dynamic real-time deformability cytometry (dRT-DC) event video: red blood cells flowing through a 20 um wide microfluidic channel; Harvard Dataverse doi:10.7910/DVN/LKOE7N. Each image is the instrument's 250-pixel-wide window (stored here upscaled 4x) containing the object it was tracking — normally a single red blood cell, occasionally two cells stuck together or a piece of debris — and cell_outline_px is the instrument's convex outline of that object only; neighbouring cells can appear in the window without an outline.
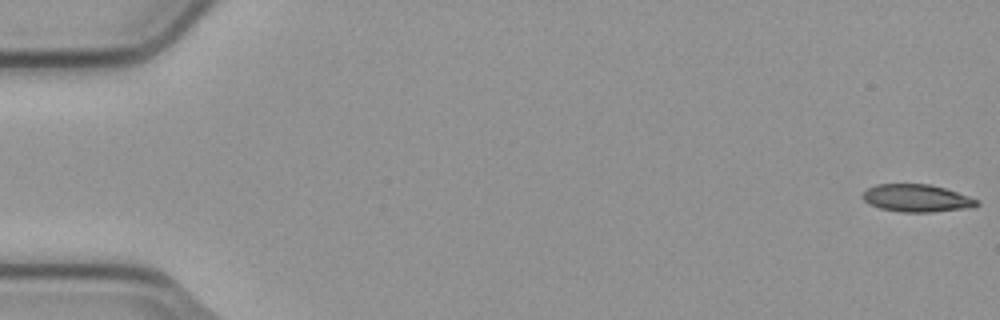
{"species": "common noctule bat (a hibernating species)", "species_latin": "Nyctalus noctula", "temperature_condition": "cold", "stored_images_in_passage": 5, "camera_frame_rate_fps": 3000, "um_per_image_px": 0.085, "animal": {"sex": "male", "body_mass_g": 23.1, "forearm_length_mm": 52.7}, "frame": {"image": 1, "passage_image": 1, "time_ms": 0.0, "image_size_px": [1000, 320], "cell_outline_px": [[980, 204], [972, 208], [932, 212], [900, 212], [880, 208], [868, 204], [860, 196], [868, 188], [876, 184], [928, 184], [944, 188], [980, 200]], "centroid_in_image_um": [77.92, 16.85], "position_along_channel_um": 7.1, "area_um2": 18.44}}